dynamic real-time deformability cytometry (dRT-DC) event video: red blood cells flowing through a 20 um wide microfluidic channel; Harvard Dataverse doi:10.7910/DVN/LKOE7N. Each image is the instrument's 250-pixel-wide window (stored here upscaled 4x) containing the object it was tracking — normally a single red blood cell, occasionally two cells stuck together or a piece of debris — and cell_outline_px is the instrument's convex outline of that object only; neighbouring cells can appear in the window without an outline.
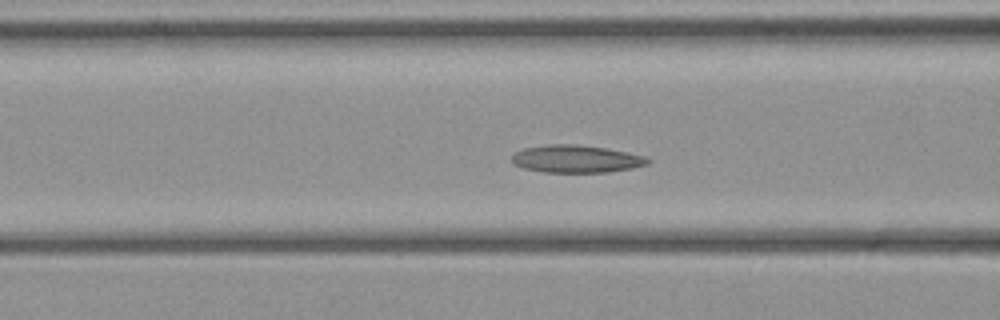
{"species": "common noctule bat (a hibernating species)", "species_latin": "Nyctalus noctula", "temperature_condition": "cold", "stored_images_in_passage": 46, "camera_frame_rate_fps": 3000, "um_per_image_px": 0.085, "animal": {"sex": "female", "body_mass_g": 21.9}, "frame": {"image": 1, "passage_image": 18, "time_ms": 5.667, "image_size_px": [1000, 320], "cell_outline_px": [[652, 160], [648, 164], [632, 168], [608, 172], [540, 172], [524, 168], [512, 164], [512, 156], [516, 152], [524, 148], [548, 144], [572, 144], [604, 148], [628, 152], [648, 156]], "centroid_in_image_um": [49.0, 13.51], "position_along_channel_um": 117.6, "area_um2": 21.91}}
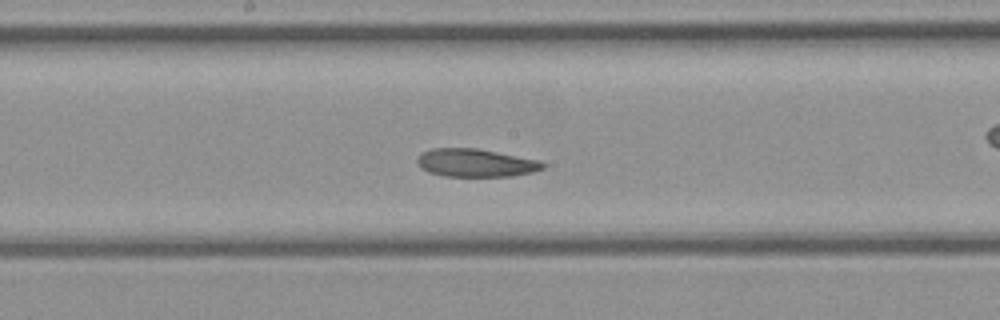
{"frame": {"image": 2, "passage_image": 24, "time_ms": 7.667, "image_size_px": [1000, 320], "cell_outline_px": [[544, 168], [532, 172], [512, 176], [444, 176], [428, 172], [420, 168], [416, 160], [420, 152], [432, 148], [476, 148], [540, 160], [544, 164]], "centroid_in_image_um": [40.39, 13.84], "position_along_channel_um": 207.8, "area_um2": 20.58}}
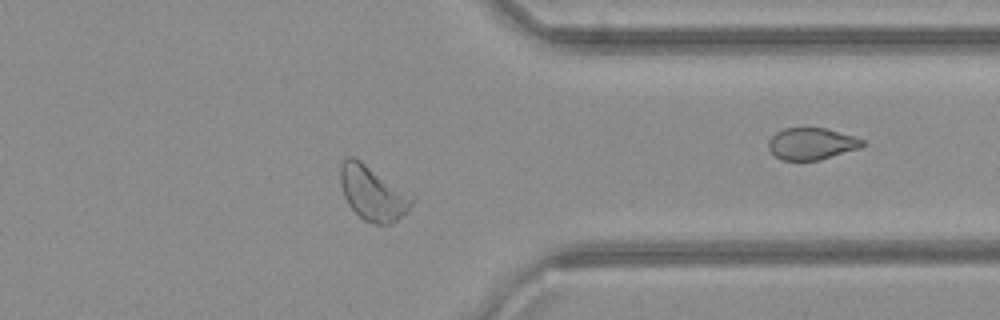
{"frame": {"image": 3, "passage_image": 36, "time_ms": 11.667, "image_size_px": [1000, 320], "cell_outline_px": [[416, 200], [396, 220], [388, 224], [372, 224], [364, 220], [348, 204], [344, 196], [340, 184], [340, 164], [344, 156], [352, 156], [360, 160], [416, 196]], "centroid_in_image_um": [31.68, 16.38], "position_along_channel_um": 379.7, "area_um2": 22.89}}